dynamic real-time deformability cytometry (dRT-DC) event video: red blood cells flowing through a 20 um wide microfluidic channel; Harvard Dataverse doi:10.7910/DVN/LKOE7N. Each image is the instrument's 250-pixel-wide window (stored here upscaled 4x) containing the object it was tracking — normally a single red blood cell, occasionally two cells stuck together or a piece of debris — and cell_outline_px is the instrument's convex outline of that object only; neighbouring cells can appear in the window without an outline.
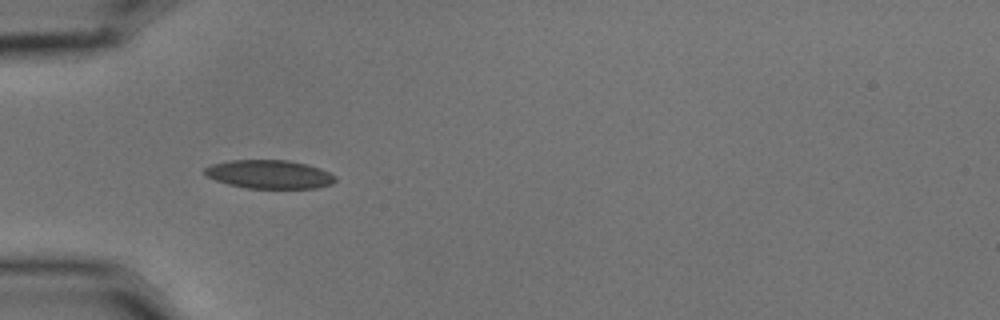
{"species": "common noctule bat (a hibernating species)", "species_latin": "Nyctalus noctula", "temperature_condition": "cold", "stored_images_in_passage": 5, "camera_frame_rate_fps": 3000, "um_per_image_px": 0.085, "animal": {"sex": "male", "body_mass_g": 15.6}, "frame": {"image": 1, "passage_image": 4, "time_ms": 1.0, "image_size_px": [1000, 320], "cell_outline_px": [[336, 180], [332, 184], [316, 188], [248, 188], [228, 184], [216, 180], [208, 176], [204, 172], [204, 168], [212, 164], [228, 160], [288, 160], [308, 164], [320, 168], [336, 176]], "centroid_in_image_um": [22.91, 14.81], "position_along_channel_um": 62.1, "area_um2": 21.73}}
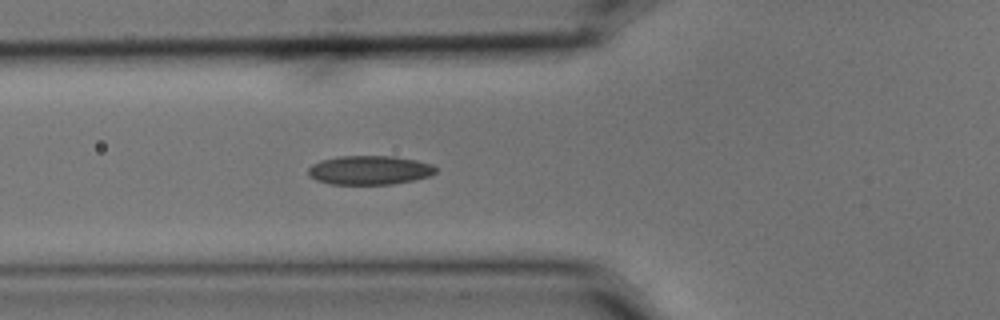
{"frame": {"image": 2, "passage_image": 5, "time_ms": 1.333, "image_size_px": [1000, 320], "cell_outline_px": [[436, 172], [432, 176], [392, 184], [332, 184], [316, 180], [308, 176], [308, 168], [312, 164], [320, 160], [340, 156], [392, 156], [416, 160], [432, 164], [436, 168]], "centroid_in_image_um": [31.4, 14.46], "position_along_channel_um": 94.4, "area_um2": 21.62}}